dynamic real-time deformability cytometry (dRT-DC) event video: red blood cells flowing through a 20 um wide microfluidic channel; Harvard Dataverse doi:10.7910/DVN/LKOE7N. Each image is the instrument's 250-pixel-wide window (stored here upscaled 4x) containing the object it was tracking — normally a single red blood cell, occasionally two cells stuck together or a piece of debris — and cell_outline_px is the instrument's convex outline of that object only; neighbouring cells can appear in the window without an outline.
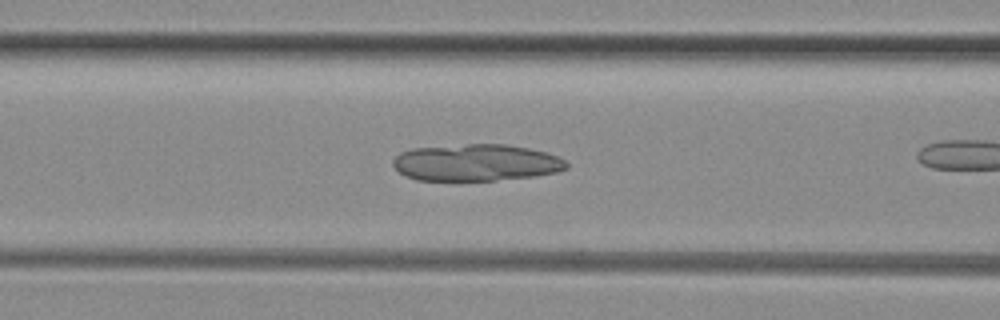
{"species": "common noctule bat (a hibernating species)", "species_latin": "Nyctalus noctula", "temperature_condition": "room temperature", "stored_images_in_passage": 8, "camera_frame_rate_fps": 3000, "um_per_image_px": 0.085, "animal": {"sex": "female", "body_mass_g": 29.2, "forearm_length_mm": 56.3}, "frame": {"image": 1, "passage_image": 6, "time_ms": 1.667, "image_size_px": [1000, 320], "cell_outline_px": [[568, 168], [556, 172], [532, 176], [496, 180], [416, 180], [404, 176], [392, 164], [392, 160], [400, 152], [412, 148], [468, 144], [504, 144], [528, 148], [544, 152], [556, 156], [564, 160], [568, 164]], "centroid_in_image_um": [40.43, 13.82], "position_along_channel_um": 126.2, "area_um2": 37.05}}